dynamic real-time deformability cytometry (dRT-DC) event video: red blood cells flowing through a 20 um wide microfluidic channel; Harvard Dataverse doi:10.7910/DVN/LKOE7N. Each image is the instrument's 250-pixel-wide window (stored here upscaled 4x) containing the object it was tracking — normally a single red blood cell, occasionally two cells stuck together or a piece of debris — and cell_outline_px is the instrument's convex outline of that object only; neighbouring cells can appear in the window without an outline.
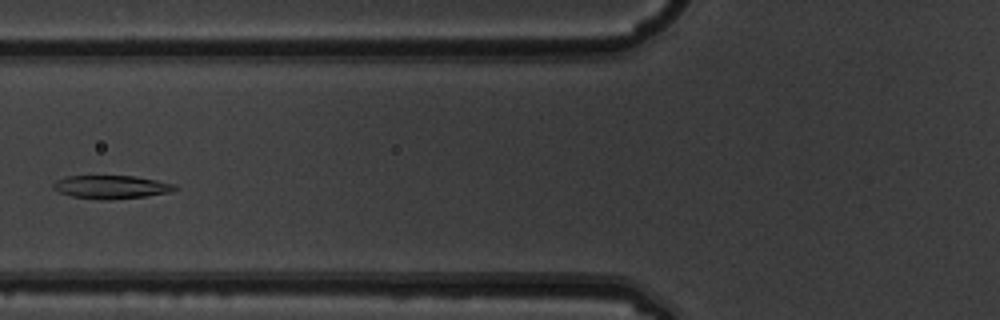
{"species": "common noctule bat (a hibernating species)", "species_latin": "Nyctalus noctula", "temperature_condition": "warm", "stored_images_in_passage": 5, "camera_frame_rate_fps": 3000, "um_per_image_px": 0.085, "animal": {"sex": "male", "body_mass_g": 19.5, "forearm_length_mm": 54.6}, "frame": {"image": 1, "passage_image": 5, "time_ms": 1.333, "image_size_px": [1000, 320], "cell_outline_px": [[176, 188], [168, 192], [144, 196], [108, 200], [104, 200], [72, 196], [60, 192], [52, 188], [52, 184], [56, 180], [68, 176], [136, 176], [176, 184]], "centroid_in_image_um": [9.42, 15.89], "position_along_channel_um": 116.4, "area_um2": 16.3}}